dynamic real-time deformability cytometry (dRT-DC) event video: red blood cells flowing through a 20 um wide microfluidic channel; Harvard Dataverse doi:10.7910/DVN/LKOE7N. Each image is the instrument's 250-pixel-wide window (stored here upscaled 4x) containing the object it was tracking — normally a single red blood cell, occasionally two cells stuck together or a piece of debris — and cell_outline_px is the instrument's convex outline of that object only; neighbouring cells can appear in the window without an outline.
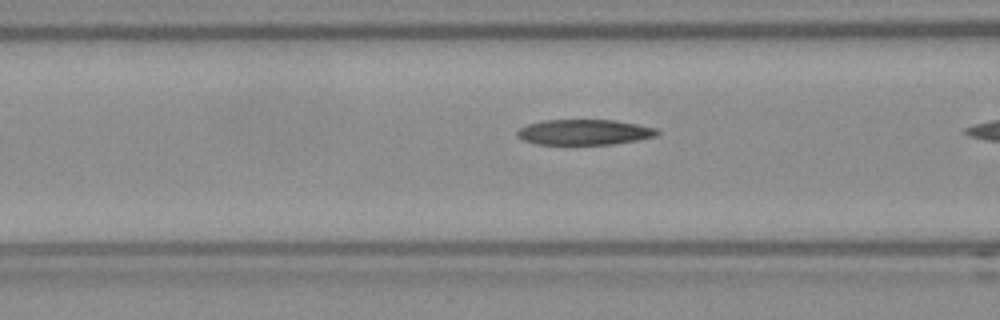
{"species": "Egyptian fruit bat (a non-hibernating species)", "species_latin": "Rousettus aegyptiacus", "temperature_condition": "room temperature", "stored_images_in_passage": 8, "camera_frame_rate_fps": 3000, "um_per_image_px": 0.085, "frame": {"image": 1, "passage_image": 7, "time_ms": 2.0, "image_size_px": [1000, 320], "cell_outline_px": [[660, 132], [656, 136], [636, 140], [612, 144], [536, 144], [524, 140], [516, 136], [516, 132], [520, 128], [528, 124], [544, 120], [616, 120], [656, 128]], "centroid_in_image_um": [49.65, 11.23], "position_along_channel_um": 116.9, "area_um2": 20.63}}